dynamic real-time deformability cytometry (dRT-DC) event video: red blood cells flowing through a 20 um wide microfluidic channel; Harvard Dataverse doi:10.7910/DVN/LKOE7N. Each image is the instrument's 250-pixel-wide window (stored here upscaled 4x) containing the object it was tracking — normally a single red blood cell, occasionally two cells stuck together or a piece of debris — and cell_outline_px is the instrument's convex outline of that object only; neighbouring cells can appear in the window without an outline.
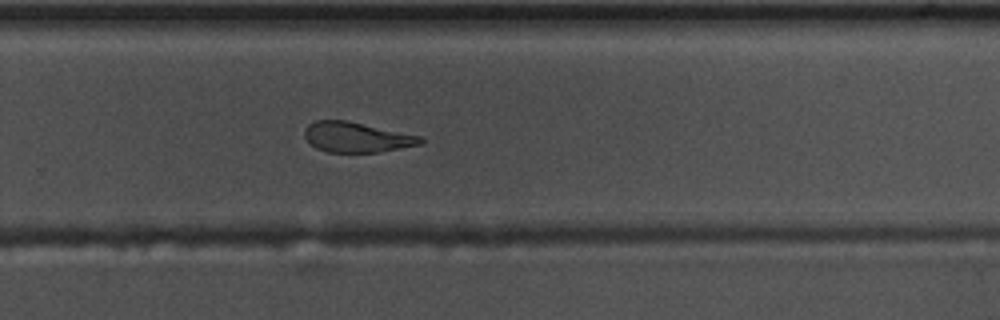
{"species": "common noctule bat (a hibernating species)", "species_latin": "Nyctalus noctula", "temperature_condition": "warm", "stored_images_in_passage": 54, "camera_frame_rate_fps": 3000, "um_per_image_px": 0.085, "animal": {"sex": "male", "body_mass_g": 17.5, "forearm_length_mm": 52.3}, "frame": {"image": 1, "passage_image": 35, "time_ms": 11.333, "image_size_px": [1000, 320], "cell_outline_px": [[424, 140], [420, 144], [380, 152], [328, 152], [316, 148], [304, 136], [304, 128], [308, 124], [316, 120], [344, 120], [420, 136]], "centroid_in_image_um": [30.26, 11.66], "position_along_channel_um": 299.5, "area_um2": 20.06}}
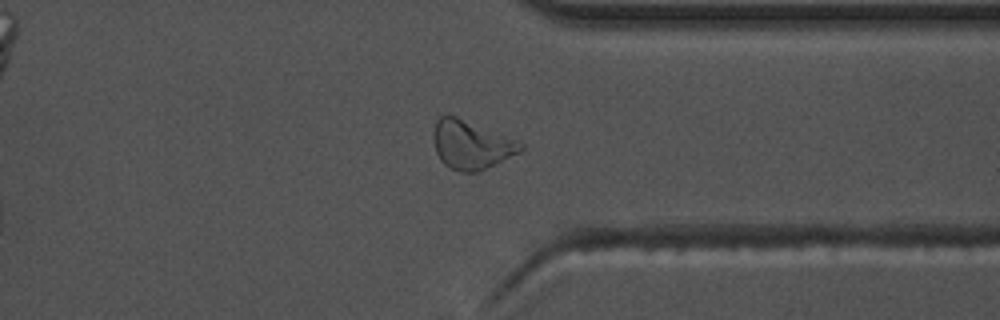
{"frame": {"image": 2, "passage_image": 41, "time_ms": 13.333, "image_size_px": [1000, 320], "cell_outline_px": [[524, 148], [520, 152], [476, 172], [460, 172], [444, 164], [440, 160], [436, 152], [432, 132], [436, 120], [440, 116], [456, 116], [516, 140], [524, 144]], "centroid_in_image_um": [40.01, 12.3], "position_along_channel_um": 371.4, "area_um2": 24.28}}
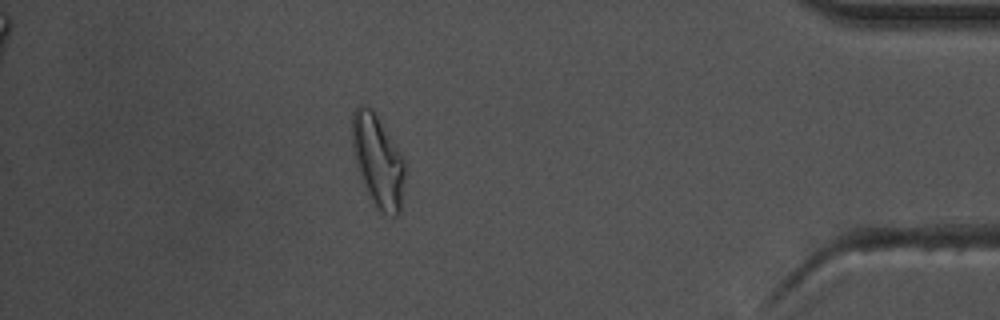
{"frame": {"image": 3, "passage_image": 47, "time_ms": 15.333, "image_size_px": [1000, 320], "cell_outline_px": [[404, 180], [400, 212], [396, 216], [392, 216], [380, 212], [376, 208], [368, 196], [356, 168], [352, 148], [352, 112], [360, 104], [364, 104], [372, 108], [400, 152], [404, 160]], "centroid_in_image_um": [32.09, 13.69], "position_along_channel_um": 403.1, "area_um2": 28.55}, "authors_computed_cell_mechanics": {"area_um2": 22.7443, "velocity_mm_per_s": 3.6734, "shape_relaxation_time_tau1_ms": 4.7634, "shape_relaxation_time_tau2_ms": 3.0079, "deformation_change_tau1": 0.1786, "deformation_change_tau2": 0.1258}}